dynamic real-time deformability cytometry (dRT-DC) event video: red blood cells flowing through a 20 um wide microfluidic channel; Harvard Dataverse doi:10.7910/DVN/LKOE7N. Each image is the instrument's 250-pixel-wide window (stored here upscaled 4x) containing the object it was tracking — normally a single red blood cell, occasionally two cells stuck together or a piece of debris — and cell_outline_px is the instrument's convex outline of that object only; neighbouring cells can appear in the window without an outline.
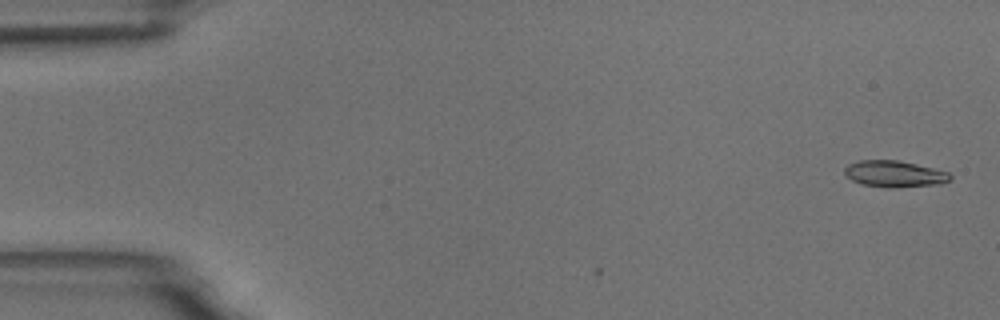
{"species": "common noctule bat (a hibernating species)", "species_latin": "Nyctalus noctula", "temperature_condition": "room temperature", "stored_images_in_passage": 5, "camera_frame_rate_fps": 3000, "um_per_image_px": 0.085, "animal": {"sex": "male", "body_mass_g": 18.8}, "frame": {"image": 1, "passage_image": 1, "time_ms": 0.0, "image_size_px": [1000, 320], "cell_outline_px": [[952, 180], [940, 184], [892, 188], [864, 184], [852, 180], [844, 176], [844, 168], [848, 164], [860, 160], [900, 160], [948, 172], [952, 176]], "centroid_in_image_um": [76.03, 14.78], "position_along_channel_um": 9.0, "area_um2": 16.3}}
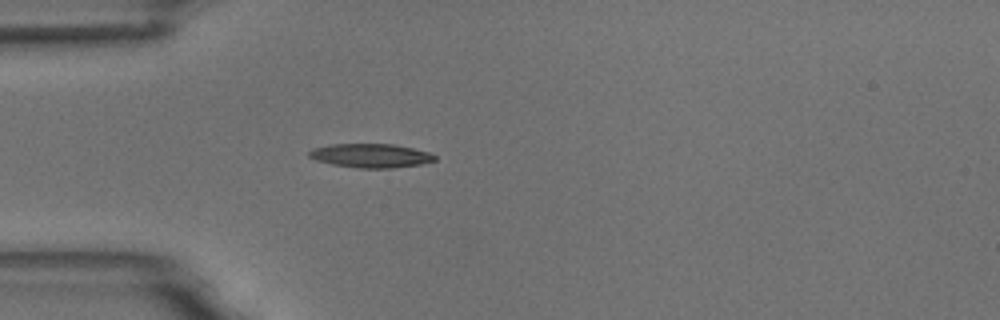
{"frame": {"image": 2, "passage_image": 5, "time_ms": 4.667, "image_size_px": [1000, 320], "cell_outline_px": [[436, 160], [420, 164], [392, 168], [360, 168], [332, 164], [316, 160], [308, 156], [308, 152], [312, 148], [332, 144], [392, 144], [412, 148], [428, 152], [436, 156]], "centroid_in_image_um": [31.49, 13.23], "position_along_channel_um": 53.5, "area_um2": 17.4}}